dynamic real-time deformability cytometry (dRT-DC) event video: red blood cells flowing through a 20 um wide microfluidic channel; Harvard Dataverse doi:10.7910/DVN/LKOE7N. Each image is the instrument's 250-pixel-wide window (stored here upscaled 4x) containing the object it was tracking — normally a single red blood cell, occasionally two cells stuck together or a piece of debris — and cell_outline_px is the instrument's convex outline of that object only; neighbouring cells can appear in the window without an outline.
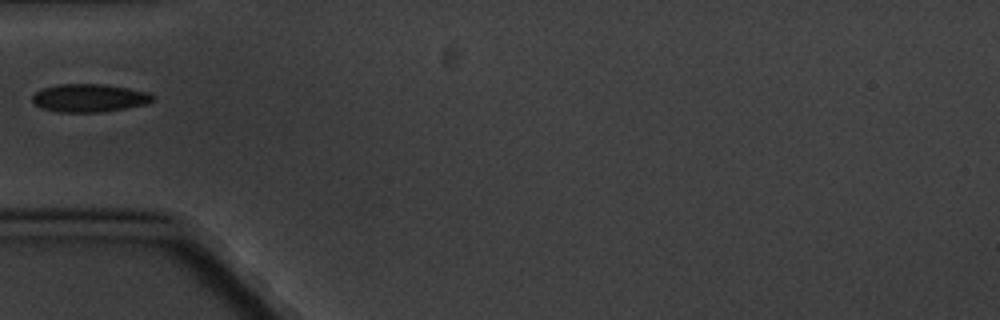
{"species": "common noctule bat (a hibernating species)", "species_latin": "Nyctalus noctula", "temperature_condition": "cold", "stored_images_in_passage": 5, "camera_frame_rate_fps": 3000, "um_per_image_px": 0.085, "animal": {"sex": "male", "body_mass_g": 20.1, "forearm_length_mm": 53.5}, "frame": {"image": 1, "passage_image": 1, "time_ms": 0.0, "image_size_px": [1000, 320], "cell_outline_px": [[156, 100], [148, 104], [100, 112], [60, 112], [40, 108], [32, 100], [32, 96], [36, 92], [44, 88], [56, 84], [104, 84], [128, 88], [148, 92], [156, 96]], "centroid_in_image_um": [7.63, 8.32], "position_along_channel_um": 77.4, "area_um2": 19.77}}